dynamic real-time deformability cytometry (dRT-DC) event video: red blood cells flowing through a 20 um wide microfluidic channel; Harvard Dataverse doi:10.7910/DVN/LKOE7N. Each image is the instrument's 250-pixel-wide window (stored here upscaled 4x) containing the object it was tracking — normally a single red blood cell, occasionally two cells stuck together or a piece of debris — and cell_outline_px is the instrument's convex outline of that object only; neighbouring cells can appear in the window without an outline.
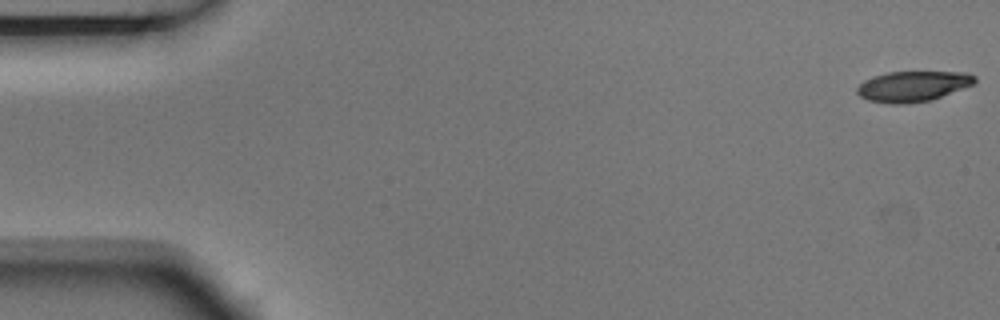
{"species": "Egyptian fruit bat (a non-hibernating species)", "species_latin": "Rousettus aegyptiacus", "temperature_condition": "room temperature", "stored_images_in_passage": 6, "camera_frame_rate_fps": 3000, "um_per_image_px": 0.085, "animal": {"sex": "male"}, "frame": {"image": 1, "passage_image": 1, "time_ms": 0.0, "image_size_px": [1000, 320], "cell_outline_px": [[976, 80], [972, 84], [940, 96], [928, 100], [904, 104], [892, 104], [868, 100], [860, 96], [856, 92], [856, 88], [864, 80], [872, 76], [888, 72], [968, 72], [976, 76]], "centroid_in_image_um": [77.54, 7.32], "position_along_channel_um": 7.5, "area_um2": 20.63}}
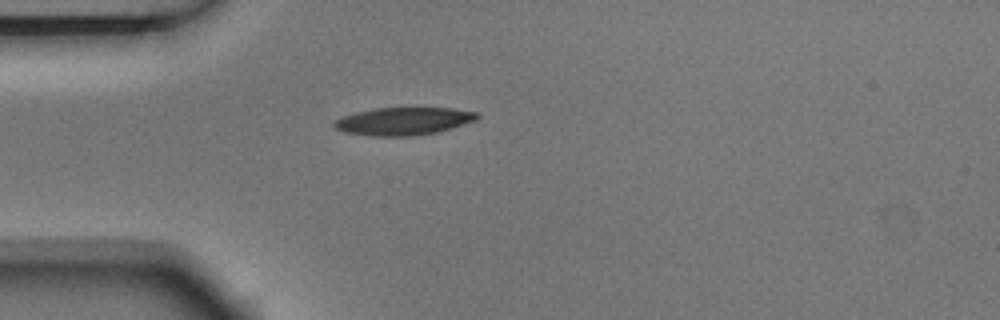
{"frame": {"image": 2, "passage_image": 5, "time_ms": 1.333, "image_size_px": [1000, 320], "cell_outline_px": [[480, 116], [476, 120], [452, 128], [436, 132], [416, 136], [372, 136], [344, 132], [336, 128], [332, 124], [340, 116], [356, 112], [376, 108], [452, 108], [480, 112]], "centroid_in_image_um": [34.31, 10.3], "position_along_channel_um": 50.7, "area_um2": 23.24}}